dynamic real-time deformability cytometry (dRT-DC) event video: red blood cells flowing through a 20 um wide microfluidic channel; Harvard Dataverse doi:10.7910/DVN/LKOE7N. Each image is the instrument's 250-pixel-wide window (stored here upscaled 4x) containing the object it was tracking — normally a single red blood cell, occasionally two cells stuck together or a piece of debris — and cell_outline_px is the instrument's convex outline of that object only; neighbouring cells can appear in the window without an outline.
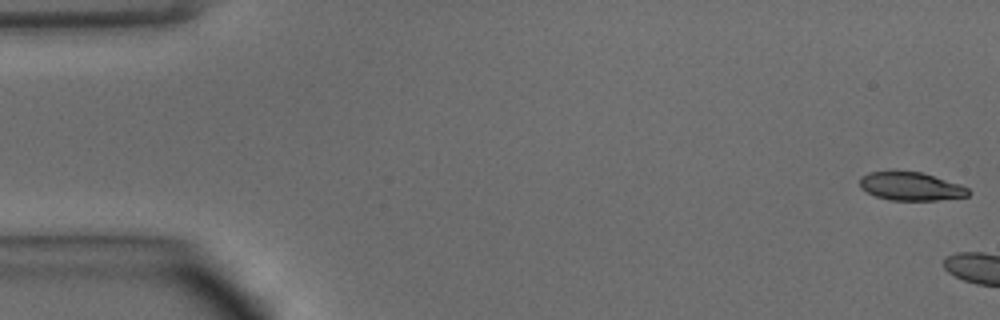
{"species": "common noctule bat (a hibernating species)", "species_latin": "Nyctalus noctula", "temperature_condition": "warm", "stored_images_in_passage": 4, "camera_frame_rate_fps": 3000, "um_per_image_px": 0.085, "animal": {"sex": "male", "body_mass_g": 15.6}, "frame": {"image": 1, "passage_image": 1, "time_ms": 0.0, "image_size_px": [1000, 320], "cell_outline_px": [[972, 192], [968, 196], [936, 200], [888, 200], [876, 196], [860, 188], [860, 176], [868, 172], [924, 172], [960, 184], [968, 188]], "centroid_in_image_um": [77.44, 15.84], "position_along_channel_um": 7.6, "area_um2": 17.92}}